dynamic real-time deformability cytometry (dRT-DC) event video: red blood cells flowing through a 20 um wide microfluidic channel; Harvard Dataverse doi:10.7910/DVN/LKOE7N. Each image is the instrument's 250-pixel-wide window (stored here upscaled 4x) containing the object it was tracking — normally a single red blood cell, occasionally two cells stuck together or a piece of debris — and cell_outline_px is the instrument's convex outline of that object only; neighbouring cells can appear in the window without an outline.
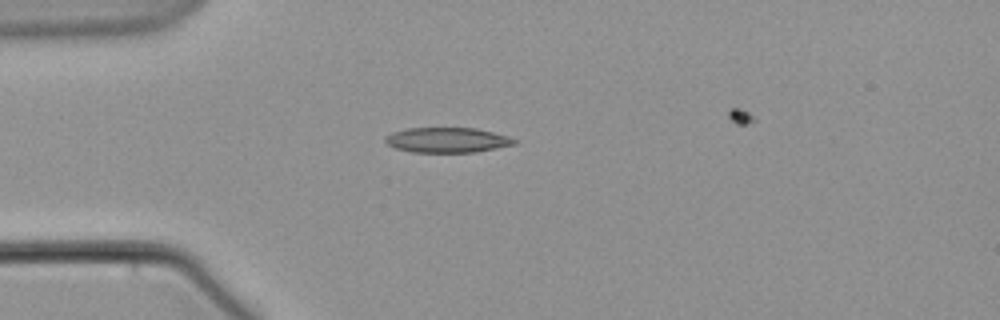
{"species": "common noctule bat (a hibernating species)", "species_latin": "Nyctalus noctula", "temperature_condition": "warm", "stored_images_in_passage": 6, "camera_frame_rate_fps": 3000, "um_per_image_px": 0.085, "animal": {"sex": "male", "body_mass_g": 21.5, "forearm_length_mm": 52.0}, "frame": {"image": 1, "passage_image": 4, "time_ms": 3.667, "image_size_px": [1000, 320], "cell_outline_px": [[520, 140], [516, 144], [476, 152], [412, 152], [396, 148], [388, 144], [384, 140], [392, 132], [408, 128], [476, 128], [508, 136]], "centroid_in_image_um": [38.06, 11.9], "position_along_channel_um": 46.9, "area_um2": 18.79}}